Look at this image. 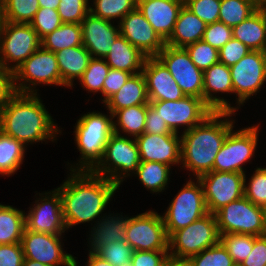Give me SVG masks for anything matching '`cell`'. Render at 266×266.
I'll use <instances>...</instances> for the list:
<instances>
[{
  "mask_svg": "<svg viewBox=\"0 0 266 266\" xmlns=\"http://www.w3.org/2000/svg\"><path fill=\"white\" fill-rule=\"evenodd\" d=\"M66 181L57 188L61 197L67 229L99 218L119 187L111 180L92 171H71ZM100 216V217H99ZM101 218V219H100Z\"/></svg>",
  "mask_w": 266,
  "mask_h": 266,
  "instance_id": "cell-1",
  "label": "cell"
},
{
  "mask_svg": "<svg viewBox=\"0 0 266 266\" xmlns=\"http://www.w3.org/2000/svg\"><path fill=\"white\" fill-rule=\"evenodd\" d=\"M38 95L16 92L0 111V130L24 146L46 139L53 142L60 132Z\"/></svg>",
  "mask_w": 266,
  "mask_h": 266,
  "instance_id": "cell-2",
  "label": "cell"
},
{
  "mask_svg": "<svg viewBox=\"0 0 266 266\" xmlns=\"http://www.w3.org/2000/svg\"><path fill=\"white\" fill-rule=\"evenodd\" d=\"M232 113L235 115L214 111L201 124L181 134L182 167L192 171L196 178L213 171L215 157L234 128V120H229Z\"/></svg>",
  "mask_w": 266,
  "mask_h": 266,
  "instance_id": "cell-3",
  "label": "cell"
},
{
  "mask_svg": "<svg viewBox=\"0 0 266 266\" xmlns=\"http://www.w3.org/2000/svg\"><path fill=\"white\" fill-rule=\"evenodd\" d=\"M101 112H88L81 116L75 125V144L81 154L76 168L70 171H92L101 161L105 146L114 133L113 115ZM78 165V166H77Z\"/></svg>",
  "mask_w": 266,
  "mask_h": 266,
  "instance_id": "cell-4",
  "label": "cell"
},
{
  "mask_svg": "<svg viewBox=\"0 0 266 266\" xmlns=\"http://www.w3.org/2000/svg\"><path fill=\"white\" fill-rule=\"evenodd\" d=\"M220 242L215 215L208 213L169 237V258L187 261Z\"/></svg>",
  "mask_w": 266,
  "mask_h": 266,
  "instance_id": "cell-5",
  "label": "cell"
},
{
  "mask_svg": "<svg viewBox=\"0 0 266 266\" xmlns=\"http://www.w3.org/2000/svg\"><path fill=\"white\" fill-rule=\"evenodd\" d=\"M139 165L140 155L135 138L113 133L105 146L101 161L92 172L120 187L124 177L130 176V172L135 174Z\"/></svg>",
  "mask_w": 266,
  "mask_h": 266,
  "instance_id": "cell-6",
  "label": "cell"
},
{
  "mask_svg": "<svg viewBox=\"0 0 266 266\" xmlns=\"http://www.w3.org/2000/svg\"><path fill=\"white\" fill-rule=\"evenodd\" d=\"M201 181L190 179L169 204L162 218L168 237L208 214Z\"/></svg>",
  "mask_w": 266,
  "mask_h": 266,
  "instance_id": "cell-7",
  "label": "cell"
},
{
  "mask_svg": "<svg viewBox=\"0 0 266 266\" xmlns=\"http://www.w3.org/2000/svg\"><path fill=\"white\" fill-rule=\"evenodd\" d=\"M214 215L220 235H266L264 208L253 204L245 196L223 206Z\"/></svg>",
  "mask_w": 266,
  "mask_h": 266,
  "instance_id": "cell-8",
  "label": "cell"
},
{
  "mask_svg": "<svg viewBox=\"0 0 266 266\" xmlns=\"http://www.w3.org/2000/svg\"><path fill=\"white\" fill-rule=\"evenodd\" d=\"M13 79L17 93H37L34 88L40 83L63 86L56 54L42 46L13 72Z\"/></svg>",
  "mask_w": 266,
  "mask_h": 266,
  "instance_id": "cell-9",
  "label": "cell"
},
{
  "mask_svg": "<svg viewBox=\"0 0 266 266\" xmlns=\"http://www.w3.org/2000/svg\"><path fill=\"white\" fill-rule=\"evenodd\" d=\"M40 46L41 39L30 24L2 22L0 65L4 69L13 73Z\"/></svg>",
  "mask_w": 266,
  "mask_h": 266,
  "instance_id": "cell-10",
  "label": "cell"
},
{
  "mask_svg": "<svg viewBox=\"0 0 266 266\" xmlns=\"http://www.w3.org/2000/svg\"><path fill=\"white\" fill-rule=\"evenodd\" d=\"M259 127L257 124L237 131L232 129L215 157L213 171L245 173L242 166L255 154Z\"/></svg>",
  "mask_w": 266,
  "mask_h": 266,
  "instance_id": "cell-11",
  "label": "cell"
},
{
  "mask_svg": "<svg viewBox=\"0 0 266 266\" xmlns=\"http://www.w3.org/2000/svg\"><path fill=\"white\" fill-rule=\"evenodd\" d=\"M125 240L134 251L169 250L162 215L153 210L127 218Z\"/></svg>",
  "mask_w": 266,
  "mask_h": 266,
  "instance_id": "cell-12",
  "label": "cell"
},
{
  "mask_svg": "<svg viewBox=\"0 0 266 266\" xmlns=\"http://www.w3.org/2000/svg\"><path fill=\"white\" fill-rule=\"evenodd\" d=\"M149 105L165 120L170 130L177 134L181 126L185 125L184 130L188 131L214 112L203 99L195 96H184L177 101H150Z\"/></svg>",
  "mask_w": 266,
  "mask_h": 266,
  "instance_id": "cell-13",
  "label": "cell"
},
{
  "mask_svg": "<svg viewBox=\"0 0 266 266\" xmlns=\"http://www.w3.org/2000/svg\"><path fill=\"white\" fill-rule=\"evenodd\" d=\"M156 57L166 66L186 96L203 99V71L192 62L185 48L165 44Z\"/></svg>",
  "mask_w": 266,
  "mask_h": 266,
  "instance_id": "cell-14",
  "label": "cell"
},
{
  "mask_svg": "<svg viewBox=\"0 0 266 266\" xmlns=\"http://www.w3.org/2000/svg\"><path fill=\"white\" fill-rule=\"evenodd\" d=\"M229 68L233 91L238 96L236 103L240 106L261 91L266 82V52L251 50Z\"/></svg>",
  "mask_w": 266,
  "mask_h": 266,
  "instance_id": "cell-15",
  "label": "cell"
},
{
  "mask_svg": "<svg viewBox=\"0 0 266 266\" xmlns=\"http://www.w3.org/2000/svg\"><path fill=\"white\" fill-rule=\"evenodd\" d=\"M204 189L209 213L244 196L245 173L211 171L198 178Z\"/></svg>",
  "mask_w": 266,
  "mask_h": 266,
  "instance_id": "cell-16",
  "label": "cell"
},
{
  "mask_svg": "<svg viewBox=\"0 0 266 266\" xmlns=\"http://www.w3.org/2000/svg\"><path fill=\"white\" fill-rule=\"evenodd\" d=\"M61 237L62 234L33 232L25 228L20 242L25 259L48 266H73L75 257L63 252Z\"/></svg>",
  "mask_w": 266,
  "mask_h": 266,
  "instance_id": "cell-17",
  "label": "cell"
},
{
  "mask_svg": "<svg viewBox=\"0 0 266 266\" xmlns=\"http://www.w3.org/2000/svg\"><path fill=\"white\" fill-rule=\"evenodd\" d=\"M51 192L39 193V196L42 195L41 198L36 200V205L34 204L28 214H25L27 230L53 235L62 234L67 230L60 193L57 189Z\"/></svg>",
  "mask_w": 266,
  "mask_h": 266,
  "instance_id": "cell-18",
  "label": "cell"
},
{
  "mask_svg": "<svg viewBox=\"0 0 266 266\" xmlns=\"http://www.w3.org/2000/svg\"><path fill=\"white\" fill-rule=\"evenodd\" d=\"M119 24L120 34L146 57H156L165 42L138 8L126 14Z\"/></svg>",
  "mask_w": 266,
  "mask_h": 266,
  "instance_id": "cell-19",
  "label": "cell"
},
{
  "mask_svg": "<svg viewBox=\"0 0 266 266\" xmlns=\"http://www.w3.org/2000/svg\"><path fill=\"white\" fill-rule=\"evenodd\" d=\"M140 161L160 162L168 166L181 165V136L178 134L143 133L135 138Z\"/></svg>",
  "mask_w": 266,
  "mask_h": 266,
  "instance_id": "cell-20",
  "label": "cell"
},
{
  "mask_svg": "<svg viewBox=\"0 0 266 266\" xmlns=\"http://www.w3.org/2000/svg\"><path fill=\"white\" fill-rule=\"evenodd\" d=\"M142 74L146 81L149 101H177L186 96L157 57H146Z\"/></svg>",
  "mask_w": 266,
  "mask_h": 266,
  "instance_id": "cell-21",
  "label": "cell"
},
{
  "mask_svg": "<svg viewBox=\"0 0 266 266\" xmlns=\"http://www.w3.org/2000/svg\"><path fill=\"white\" fill-rule=\"evenodd\" d=\"M112 21L92 15L90 12L82 20V42L91 57L104 59L111 45L120 35L119 24L114 26Z\"/></svg>",
  "mask_w": 266,
  "mask_h": 266,
  "instance_id": "cell-22",
  "label": "cell"
},
{
  "mask_svg": "<svg viewBox=\"0 0 266 266\" xmlns=\"http://www.w3.org/2000/svg\"><path fill=\"white\" fill-rule=\"evenodd\" d=\"M184 0H137V8L166 42L173 33Z\"/></svg>",
  "mask_w": 266,
  "mask_h": 266,
  "instance_id": "cell-23",
  "label": "cell"
},
{
  "mask_svg": "<svg viewBox=\"0 0 266 266\" xmlns=\"http://www.w3.org/2000/svg\"><path fill=\"white\" fill-rule=\"evenodd\" d=\"M219 92L234 93L230 68L220 62L203 71V100L213 111L235 113L238 106L231 107L229 101L213 95Z\"/></svg>",
  "mask_w": 266,
  "mask_h": 266,
  "instance_id": "cell-24",
  "label": "cell"
},
{
  "mask_svg": "<svg viewBox=\"0 0 266 266\" xmlns=\"http://www.w3.org/2000/svg\"><path fill=\"white\" fill-rule=\"evenodd\" d=\"M206 26L207 24L204 21L183 5L178 14L173 33L165 44L175 48H185L187 45L203 39Z\"/></svg>",
  "mask_w": 266,
  "mask_h": 266,
  "instance_id": "cell-25",
  "label": "cell"
},
{
  "mask_svg": "<svg viewBox=\"0 0 266 266\" xmlns=\"http://www.w3.org/2000/svg\"><path fill=\"white\" fill-rule=\"evenodd\" d=\"M104 59L111 69L123 70L133 75L142 72L146 56L120 34Z\"/></svg>",
  "mask_w": 266,
  "mask_h": 266,
  "instance_id": "cell-26",
  "label": "cell"
},
{
  "mask_svg": "<svg viewBox=\"0 0 266 266\" xmlns=\"http://www.w3.org/2000/svg\"><path fill=\"white\" fill-rule=\"evenodd\" d=\"M146 81L142 72L131 75L118 92L113 94L106 102L108 112L113 114L123 108L149 104Z\"/></svg>",
  "mask_w": 266,
  "mask_h": 266,
  "instance_id": "cell-27",
  "label": "cell"
},
{
  "mask_svg": "<svg viewBox=\"0 0 266 266\" xmlns=\"http://www.w3.org/2000/svg\"><path fill=\"white\" fill-rule=\"evenodd\" d=\"M232 34L252 51L266 52V9L256 10L243 22L233 26Z\"/></svg>",
  "mask_w": 266,
  "mask_h": 266,
  "instance_id": "cell-28",
  "label": "cell"
},
{
  "mask_svg": "<svg viewBox=\"0 0 266 266\" xmlns=\"http://www.w3.org/2000/svg\"><path fill=\"white\" fill-rule=\"evenodd\" d=\"M55 54L65 87H72L74 79L81 78L92 58L83 45L65 48Z\"/></svg>",
  "mask_w": 266,
  "mask_h": 266,
  "instance_id": "cell-29",
  "label": "cell"
},
{
  "mask_svg": "<svg viewBox=\"0 0 266 266\" xmlns=\"http://www.w3.org/2000/svg\"><path fill=\"white\" fill-rule=\"evenodd\" d=\"M108 215L97 221L92 227L90 240V252H96L100 247L112 242H120L125 240V233L127 227V218L122 215L118 216Z\"/></svg>",
  "mask_w": 266,
  "mask_h": 266,
  "instance_id": "cell-30",
  "label": "cell"
},
{
  "mask_svg": "<svg viewBox=\"0 0 266 266\" xmlns=\"http://www.w3.org/2000/svg\"><path fill=\"white\" fill-rule=\"evenodd\" d=\"M25 228V212L0 203V245L20 243Z\"/></svg>",
  "mask_w": 266,
  "mask_h": 266,
  "instance_id": "cell-31",
  "label": "cell"
},
{
  "mask_svg": "<svg viewBox=\"0 0 266 266\" xmlns=\"http://www.w3.org/2000/svg\"><path fill=\"white\" fill-rule=\"evenodd\" d=\"M112 115L113 118H117V123L115 120L113 121L114 133L120 134L121 129L128 136H133L132 138H137L144 133L147 104L123 108L115 111Z\"/></svg>",
  "mask_w": 266,
  "mask_h": 266,
  "instance_id": "cell-32",
  "label": "cell"
},
{
  "mask_svg": "<svg viewBox=\"0 0 266 266\" xmlns=\"http://www.w3.org/2000/svg\"><path fill=\"white\" fill-rule=\"evenodd\" d=\"M83 45L82 27L77 23H63L41 39V46L54 53L69 47Z\"/></svg>",
  "mask_w": 266,
  "mask_h": 266,
  "instance_id": "cell-33",
  "label": "cell"
},
{
  "mask_svg": "<svg viewBox=\"0 0 266 266\" xmlns=\"http://www.w3.org/2000/svg\"><path fill=\"white\" fill-rule=\"evenodd\" d=\"M26 147L0 130V174L10 176L17 172L24 160Z\"/></svg>",
  "mask_w": 266,
  "mask_h": 266,
  "instance_id": "cell-34",
  "label": "cell"
},
{
  "mask_svg": "<svg viewBox=\"0 0 266 266\" xmlns=\"http://www.w3.org/2000/svg\"><path fill=\"white\" fill-rule=\"evenodd\" d=\"M171 167L160 162L140 161L136 170L141 183L151 192H162L167 187Z\"/></svg>",
  "mask_w": 266,
  "mask_h": 266,
  "instance_id": "cell-35",
  "label": "cell"
},
{
  "mask_svg": "<svg viewBox=\"0 0 266 266\" xmlns=\"http://www.w3.org/2000/svg\"><path fill=\"white\" fill-rule=\"evenodd\" d=\"M3 21L29 24L40 6L38 0H0Z\"/></svg>",
  "mask_w": 266,
  "mask_h": 266,
  "instance_id": "cell-36",
  "label": "cell"
},
{
  "mask_svg": "<svg viewBox=\"0 0 266 266\" xmlns=\"http://www.w3.org/2000/svg\"><path fill=\"white\" fill-rule=\"evenodd\" d=\"M93 7L90 6V13L96 17L113 21L121 19L137 8V0H94Z\"/></svg>",
  "mask_w": 266,
  "mask_h": 266,
  "instance_id": "cell-37",
  "label": "cell"
},
{
  "mask_svg": "<svg viewBox=\"0 0 266 266\" xmlns=\"http://www.w3.org/2000/svg\"><path fill=\"white\" fill-rule=\"evenodd\" d=\"M256 237L249 234L231 233L220 235V242L226 248L236 266H239L251 253Z\"/></svg>",
  "mask_w": 266,
  "mask_h": 266,
  "instance_id": "cell-38",
  "label": "cell"
},
{
  "mask_svg": "<svg viewBox=\"0 0 266 266\" xmlns=\"http://www.w3.org/2000/svg\"><path fill=\"white\" fill-rule=\"evenodd\" d=\"M109 70L110 67L105 59L92 57L79 82L88 92L100 91L102 93L103 83Z\"/></svg>",
  "mask_w": 266,
  "mask_h": 266,
  "instance_id": "cell-39",
  "label": "cell"
},
{
  "mask_svg": "<svg viewBox=\"0 0 266 266\" xmlns=\"http://www.w3.org/2000/svg\"><path fill=\"white\" fill-rule=\"evenodd\" d=\"M256 9L243 0H221L219 21L233 27L247 19Z\"/></svg>",
  "mask_w": 266,
  "mask_h": 266,
  "instance_id": "cell-40",
  "label": "cell"
},
{
  "mask_svg": "<svg viewBox=\"0 0 266 266\" xmlns=\"http://www.w3.org/2000/svg\"><path fill=\"white\" fill-rule=\"evenodd\" d=\"M187 262L190 266H236L221 242L191 256Z\"/></svg>",
  "mask_w": 266,
  "mask_h": 266,
  "instance_id": "cell-41",
  "label": "cell"
},
{
  "mask_svg": "<svg viewBox=\"0 0 266 266\" xmlns=\"http://www.w3.org/2000/svg\"><path fill=\"white\" fill-rule=\"evenodd\" d=\"M192 62L202 71L219 62L218 50L203 39L185 47Z\"/></svg>",
  "mask_w": 266,
  "mask_h": 266,
  "instance_id": "cell-42",
  "label": "cell"
},
{
  "mask_svg": "<svg viewBox=\"0 0 266 266\" xmlns=\"http://www.w3.org/2000/svg\"><path fill=\"white\" fill-rule=\"evenodd\" d=\"M95 253L112 266H121L131 262L134 249L126 240H122L103 245Z\"/></svg>",
  "mask_w": 266,
  "mask_h": 266,
  "instance_id": "cell-43",
  "label": "cell"
},
{
  "mask_svg": "<svg viewBox=\"0 0 266 266\" xmlns=\"http://www.w3.org/2000/svg\"><path fill=\"white\" fill-rule=\"evenodd\" d=\"M244 196L253 204L266 207V167L256 168L248 184L245 175Z\"/></svg>",
  "mask_w": 266,
  "mask_h": 266,
  "instance_id": "cell-44",
  "label": "cell"
},
{
  "mask_svg": "<svg viewBox=\"0 0 266 266\" xmlns=\"http://www.w3.org/2000/svg\"><path fill=\"white\" fill-rule=\"evenodd\" d=\"M29 24L36 31L38 37L42 39L61 26L63 22L57 9L40 7Z\"/></svg>",
  "mask_w": 266,
  "mask_h": 266,
  "instance_id": "cell-45",
  "label": "cell"
},
{
  "mask_svg": "<svg viewBox=\"0 0 266 266\" xmlns=\"http://www.w3.org/2000/svg\"><path fill=\"white\" fill-rule=\"evenodd\" d=\"M88 0H60L57 12L63 23L80 24L90 12Z\"/></svg>",
  "mask_w": 266,
  "mask_h": 266,
  "instance_id": "cell-46",
  "label": "cell"
},
{
  "mask_svg": "<svg viewBox=\"0 0 266 266\" xmlns=\"http://www.w3.org/2000/svg\"><path fill=\"white\" fill-rule=\"evenodd\" d=\"M184 5L207 25L219 21L221 0H184Z\"/></svg>",
  "mask_w": 266,
  "mask_h": 266,
  "instance_id": "cell-47",
  "label": "cell"
},
{
  "mask_svg": "<svg viewBox=\"0 0 266 266\" xmlns=\"http://www.w3.org/2000/svg\"><path fill=\"white\" fill-rule=\"evenodd\" d=\"M232 37V27L218 21L206 26L203 40L219 51Z\"/></svg>",
  "mask_w": 266,
  "mask_h": 266,
  "instance_id": "cell-48",
  "label": "cell"
},
{
  "mask_svg": "<svg viewBox=\"0 0 266 266\" xmlns=\"http://www.w3.org/2000/svg\"><path fill=\"white\" fill-rule=\"evenodd\" d=\"M251 49L235 38H231L219 51V62L230 67L247 55Z\"/></svg>",
  "mask_w": 266,
  "mask_h": 266,
  "instance_id": "cell-49",
  "label": "cell"
},
{
  "mask_svg": "<svg viewBox=\"0 0 266 266\" xmlns=\"http://www.w3.org/2000/svg\"><path fill=\"white\" fill-rule=\"evenodd\" d=\"M169 259V250L134 251L131 263L133 266H164Z\"/></svg>",
  "mask_w": 266,
  "mask_h": 266,
  "instance_id": "cell-50",
  "label": "cell"
},
{
  "mask_svg": "<svg viewBox=\"0 0 266 266\" xmlns=\"http://www.w3.org/2000/svg\"><path fill=\"white\" fill-rule=\"evenodd\" d=\"M131 75L126 71L110 68L103 83L102 96L104 98L102 102L105 103L113 94L118 92Z\"/></svg>",
  "mask_w": 266,
  "mask_h": 266,
  "instance_id": "cell-51",
  "label": "cell"
},
{
  "mask_svg": "<svg viewBox=\"0 0 266 266\" xmlns=\"http://www.w3.org/2000/svg\"><path fill=\"white\" fill-rule=\"evenodd\" d=\"M24 259L21 243L0 245V266H22Z\"/></svg>",
  "mask_w": 266,
  "mask_h": 266,
  "instance_id": "cell-52",
  "label": "cell"
},
{
  "mask_svg": "<svg viewBox=\"0 0 266 266\" xmlns=\"http://www.w3.org/2000/svg\"><path fill=\"white\" fill-rule=\"evenodd\" d=\"M239 266H266V235L254 239L251 253Z\"/></svg>",
  "mask_w": 266,
  "mask_h": 266,
  "instance_id": "cell-53",
  "label": "cell"
},
{
  "mask_svg": "<svg viewBox=\"0 0 266 266\" xmlns=\"http://www.w3.org/2000/svg\"><path fill=\"white\" fill-rule=\"evenodd\" d=\"M144 133L159 135L176 134L170 130L165 120H162L159 114L149 104H147Z\"/></svg>",
  "mask_w": 266,
  "mask_h": 266,
  "instance_id": "cell-54",
  "label": "cell"
},
{
  "mask_svg": "<svg viewBox=\"0 0 266 266\" xmlns=\"http://www.w3.org/2000/svg\"><path fill=\"white\" fill-rule=\"evenodd\" d=\"M15 93L13 73L0 65V111Z\"/></svg>",
  "mask_w": 266,
  "mask_h": 266,
  "instance_id": "cell-55",
  "label": "cell"
},
{
  "mask_svg": "<svg viewBox=\"0 0 266 266\" xmlns=\"http://www.w3.org/2000/svg\"><path fill=\"white\" fill-rule=\"evenodd\" d=\"M86 266H112L108 261L98 256L95 252H90L88 255Z\"/></svg>",
  "mask_w": 266,
  "mask_h": 266,
  "instance_id": "cell-56",
  "label": "cell"
},
{
  "mask_svg": "<svg viewBox=\"0 0 266 266\" xmlns=\"http://www.w3.org/2000/svg\"><path fill=\"white\" fill-rule=\"evenodd\" d=\"M38 3L41 8L46 7L51 9H57L60 0H38Z\"/></svg>",
  "mask_w": 266,
  "mask_h": 266,
  "instance_id": "cell-57",
  "label": "cell"
},
{
  "mask_svg": "<svg viewBox=\"0 0 266 266\" xmlns=\"http://www.w3.org/2000/svg\"><path fill=\"white\" fill-rule=\"evenodd\" d=\"M254 7L256 10L264 9V0H243Z\"/></svg>",
  "mask_w": 266,
  "mask_h": 266,
  "instance_id": "cell-58",
  "label": "cell"
},
{
  "mask_svg": "<svg viewBox=\"0 0 266 266\" xmlns=\"http://www.w3.org/2000/svg\"><path fill=\"white\" fill-rule=\"evenodd\" d=\"M164 266H190L187 261L169 259Z\"/></svg>",
  "mask_w": 266,
  "mask_h": 266,
  "instance_id": "cell-59",
  "label": "cell"
},
{
  "mask_svg": "<svg viewBox=\"0 0 266 266\" xmlns=\"http://www.w3.org/2000/svg\"><path fill=\"white\" fill-rule=\"evenodd\" d=\"M22 266H48V265L42 264L41 262L34 261L31 259H24V263Z\"/></svg>",
  "mask_w": 266,
  "mask_h": 266,
  "instance_id": "cell-60",
  "label": "cell"
},
{
  "mask_svg": "<svg viewBox=\"0 0 266 266\" xmlns=\"http://www.w3.org/2000/svg\"><path fill=\"white\" fill-rule=\"evenodd\" d=\"M2 22H3V18H2L1 6H0V30H1Z\"/></svg>",
  "mask_w": 266,
  "mask_h": 266,
  "instance_id": "cell-61",
  "label": "cell"
},
{
  "mask_svg": "<svg viewBox=\"0 0 266 266\" xmlns=\"http://www.w3.org/2000/svg\"><path fill=\"white\" fill-rule=\"evenodd\" d=\"M121 266H133L131 262L126 263V264H122Z\"/></svg>",
  "mask_w": 266,
  "mask_h": 266,
  "instance_id": "cell-62",
  "label": "cell"
},
{
  "mask_svg": "<svg viewBox=\"0 0 266 266\" xmlns=\"http://www.w3.org/2000/svg\"><path fill=\"white\" fill-rule=\"evenodd\" d=\"M264 215H265V225H266V207L264 208Z\"/></svg>",
  "mask_w": 266,
  "mask_h": 266,
  "instance_id": "cell-63",
  "label": "cell"
},
{
  "mask_svg": "<svg viewBox=\"0 0 266 266\" xmlns=\"http://www.w3.org/2000/svg\"><path fill=\"white\" fill-rule=\"evenodd\" d=\"M77 261H76V259H74V265L73 266H77Z\"/></svg>",
  "mask_w": 266,
  "mask_h": 266,
  "instance_id": "cell-64",
  "label": "cell"
},
{
  "mask_svg": "<svg viewBox=\"0 0 266 266\" xmlns=\"http://www.w3.org/2000/svg\"><path fill=\"white\" fill-rule=\"evenodd\" d=\"M264 9H266V0H264Z\"/></svg>",
  "mask_w": 266,
  "mask_h": 266,
  "instance_id": "cell-65",
  "label": "cell"
}]
</instances>
